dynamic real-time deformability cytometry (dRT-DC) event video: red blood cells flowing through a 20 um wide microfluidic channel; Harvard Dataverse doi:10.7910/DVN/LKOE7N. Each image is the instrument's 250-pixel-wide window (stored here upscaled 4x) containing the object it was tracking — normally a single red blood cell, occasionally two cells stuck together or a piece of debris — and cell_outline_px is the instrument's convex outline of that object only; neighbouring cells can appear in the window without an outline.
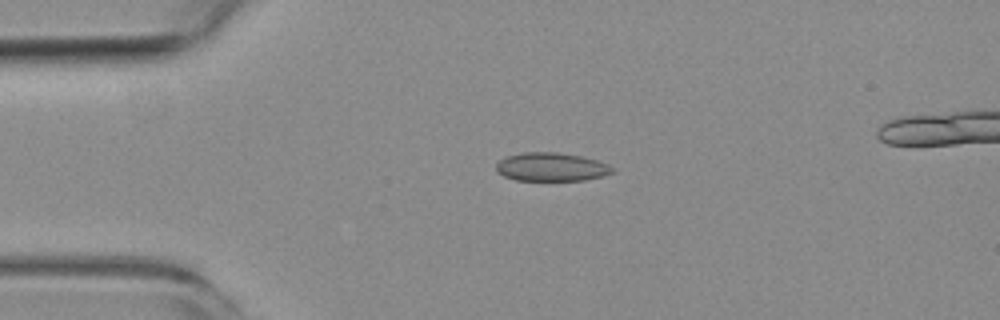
{"species": "common noctule bat (a hibernating species)", "species_latin": "Nyctalus noctula", "temperature_condition": "room temperature", "stored_images_in_passage": 3, "camera_frame_rate_fps": 3000, "um_per_image_px": 0.085, "animal": {"sex": "female", "body_mass_g": 19.3, "forearm_length_mm": 54.1}, "frame": {"image": 1, "passage_image": 1, "time_ms": 0.0, "image_size_px": [1000, 320], "cell_outline_px": [[616, 172], [604, 176], [584, 180], [516, 180], [504, 176], [496, 172], [496, 164], [500, 160], [508, 156], [524, 152], [556, 152], [580, 156], [596, 160], [608, 164], [616, 168]], "centroid_in_image_um": [46.9, 14.19], "position_along_channel_um": 38.1, "area_um2": 19.36}}